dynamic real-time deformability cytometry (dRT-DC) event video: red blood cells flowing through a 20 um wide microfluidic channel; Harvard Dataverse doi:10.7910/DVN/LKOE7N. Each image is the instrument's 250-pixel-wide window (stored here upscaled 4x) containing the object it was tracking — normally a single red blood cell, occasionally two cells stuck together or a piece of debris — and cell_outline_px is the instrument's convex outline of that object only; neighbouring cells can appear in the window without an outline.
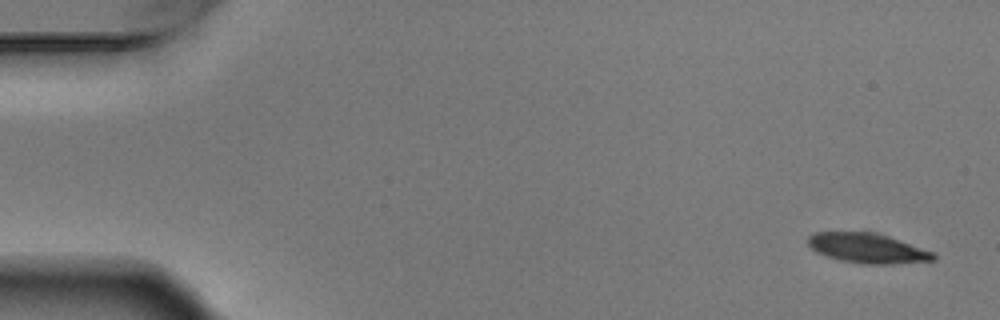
{"species": "Egyptian fruit bat (a non-hibernating species)", "species_latin": "Rousettus aegyptiacus", "temperature_condition": "warm", "stored_images_in_passage": 5, "camera_frame_rate_fps": 3000, "um_per_image_px": 0.085, "animal": {"sex": "male"}, "frame": {"image": 1, "passage_image": 1, "time_ms": 0.0, "image_size_px": [1000, 320], "cell_outline_px": [[936, 260], [892, 264], [860, 264], [840, 260], [816, 252], [808, 244], [808, 236], [816, 232], [868, 232], [888, 236], [936, 252]], "centroid_in_image_um": [73.77, 21.11], "position_along_channel_um": 11.2, "area_um2": 21.79}}
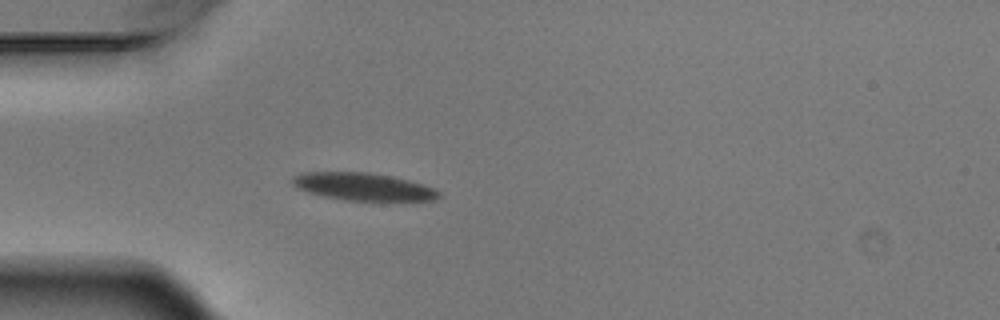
{"frame": {"image": 2, "passage_image": 5, "time_ms": 1.333, "image_size_px": [1000, 320], "cell_outline_px": [[440, 196], [432, 200], [344, 200], [324, 196], [308, 192], [296, 188], [292, 184], [292, 176], [304, 172], [368, 172], [408, 180], [432, 188], [440, 192]], "centroid_in_image_um": [30.79, 15.86], "position_along_channel_um": 54.2, "area_um2": 23.12}}